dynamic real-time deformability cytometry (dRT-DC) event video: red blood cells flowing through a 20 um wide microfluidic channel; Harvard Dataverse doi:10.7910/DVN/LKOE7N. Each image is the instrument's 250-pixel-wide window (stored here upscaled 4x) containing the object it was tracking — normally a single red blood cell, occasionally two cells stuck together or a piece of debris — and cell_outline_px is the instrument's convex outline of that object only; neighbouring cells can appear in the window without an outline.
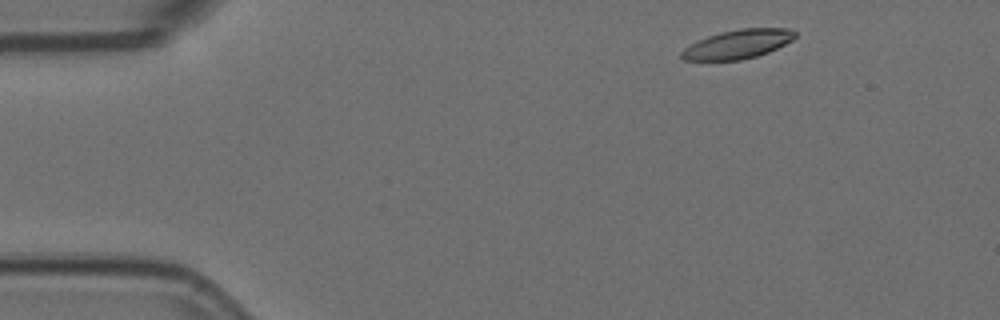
{"species": "Egyptian fruit bat (a non-hibernating species)", "species_latin": "Rousettus aegyptiacus", "temperature_condition": "room temperature", "stored_images_in_passage": 5, "camera_frame_rate_fps": 3000, "um_per_image_px": 0.085, "animal": {"sex": "female"}, "frame": {"image": 1, "passage_image": 1, "time_ms": 0.0, "image_size_px": [1000, 320], "cell_outline_px": [[796, 36], [792, 40], [768, 52], [756, 56], [740, 60], [684, 60], [680, 56], [680, 52], [684, 48], [708, 36], [720, 32], [740, 28], [788, 28], [796, 32]], "centroid_in_image_um": [62.72, 3.75], "position_along_channel_um": 22.3, "area_um2": 18.96}}
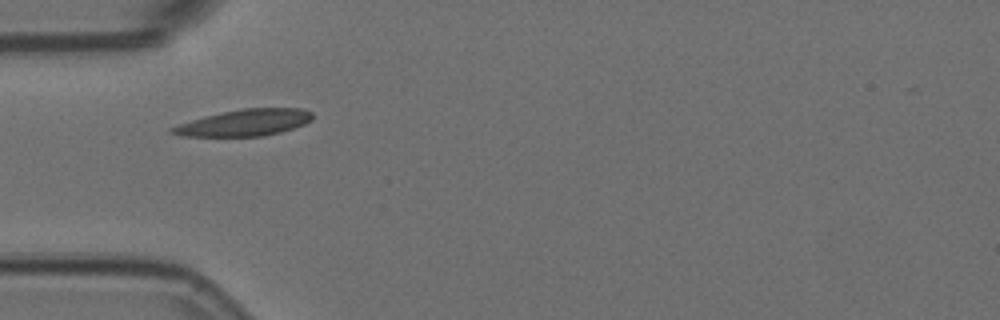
{"frame": {"image": 2, "passage_image": 4, "time_ms": 1.0, "image_size_px": [1000, 320], "cell_outline_px": [[312, 120], [304, 124], [280, 132], [264, 136], [180, 136], [168, 132], [168, 128], [176, 124], [204, 116], [244, 108], [304, 108], [312, 112]], "centroid_in_image_um": [20.74, 10.43], "position_along_channel_um": 64.3, "area_um2": 21.79}}
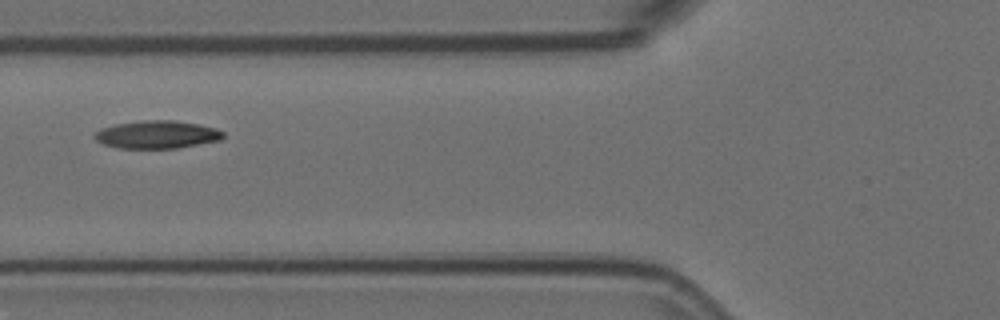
{"frame": {"image": 3, "passage_image": 5, "time_ms": 1.333, "image_size_px": [1000, 320], "cell_outline_px": [[224, 136], [220, 140], [176, 148], [120, 148], [104, 144], [96, 140], [92, 136], [92, 132], [100, 128], [116, 124], [140, 120], [176, 120], [216, 128], [224, 132]], "centroid_in_image_um": [13.3, 11.43], "position_along_channel_um": 112.5, "area_um2": 20.92}}